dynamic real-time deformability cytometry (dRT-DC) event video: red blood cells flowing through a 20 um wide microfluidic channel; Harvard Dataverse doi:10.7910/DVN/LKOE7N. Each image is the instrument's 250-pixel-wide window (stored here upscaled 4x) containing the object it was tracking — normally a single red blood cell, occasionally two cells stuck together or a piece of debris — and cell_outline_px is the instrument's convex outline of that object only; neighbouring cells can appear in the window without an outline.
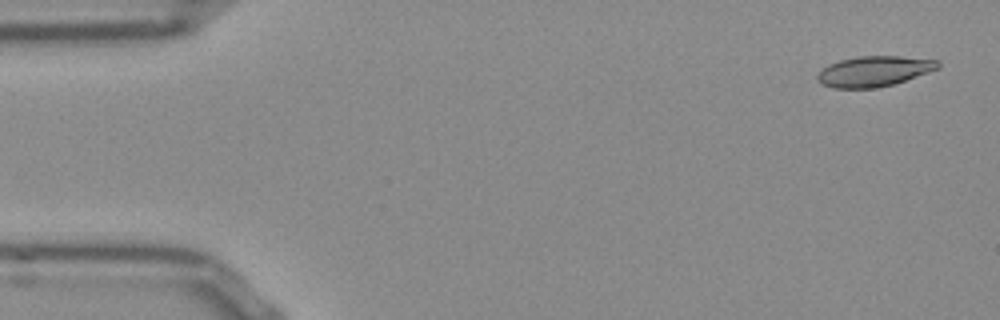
{"species": "Egyptian fruit bat (a non-hibernating species)", "species_latin": "Rousettus aegyptiacus", "temperature_condition": "room temperature", "stored_images_in_passage": 52, "camera_frame_rate_fps": 3000, "um_per_image_px": 0.085, "frame": {"image": 1, "passage_image": 2, "time_ms": 0.333, "image_size_px": [1000, 320], "cell_outline_px": [[940, 68], [892, 84], [876, 88], [832, 88], [820, 84], [816, 80], [816, 76], [828, 64], [840, 60], [860, 56], [900, 56], [940, 60]], "centroid_in_image_um": [74.27, 6.06], "position_along_channel_um": 10.7, "area_um2": 21.33}}
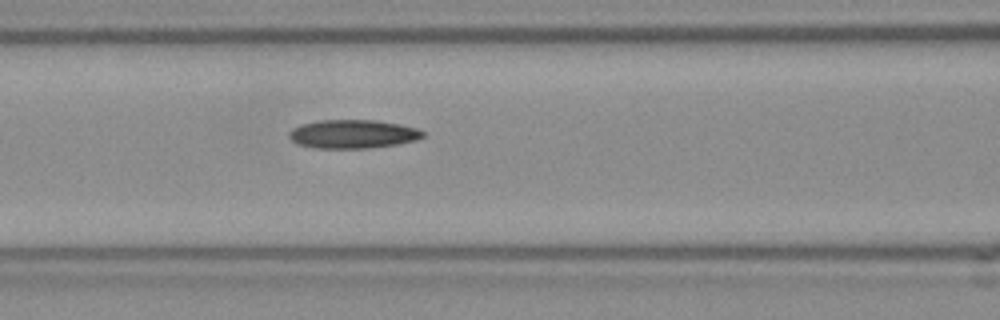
{"frame": {"image": 2, "passage_image": 21, "time_ms": 6.667, "image_size_px": [1000, 320], "cell_outline_px": [[424, 136], [416, 140], [396, 144], [368, 148], [312, 148], [296, 144], [288, 136], [288, 132], [292, 128], [300, 124], [320, 120], [376, 120], [400, 124], [416, 128], [424, 132]], "centroid_in_image_um": [29.94, 11.39], "position_along_channel_um": 136.7, "area_um2": 22.43}}
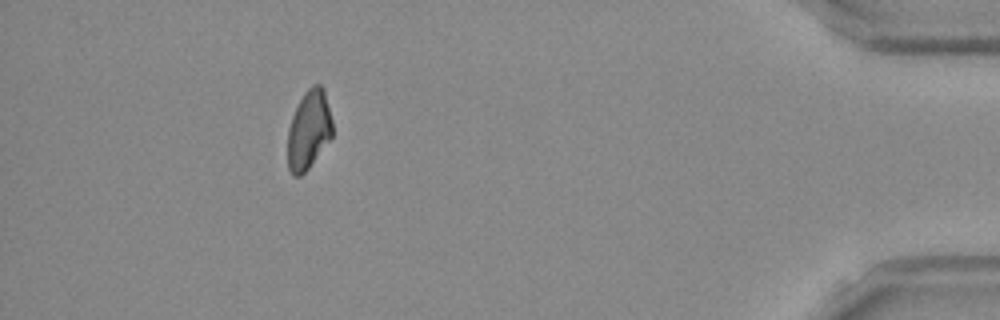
{"frame": {"image": 3, "passage_image": 47, "time_ms": 15.333, "image_size_px": [1000, 320], "cell_outline_px": [[332, 136], [308, 168], [300, 176], [292, 176], [288, 168], [288, 128], [292, 116], [304, 92], [312, 84], [320, 84], [324, 88], [332, 120]], "centroid_in_image_um": [26.24, 11.02], "position_along_channel_um": 409.0, "area_um2": 20.46}}